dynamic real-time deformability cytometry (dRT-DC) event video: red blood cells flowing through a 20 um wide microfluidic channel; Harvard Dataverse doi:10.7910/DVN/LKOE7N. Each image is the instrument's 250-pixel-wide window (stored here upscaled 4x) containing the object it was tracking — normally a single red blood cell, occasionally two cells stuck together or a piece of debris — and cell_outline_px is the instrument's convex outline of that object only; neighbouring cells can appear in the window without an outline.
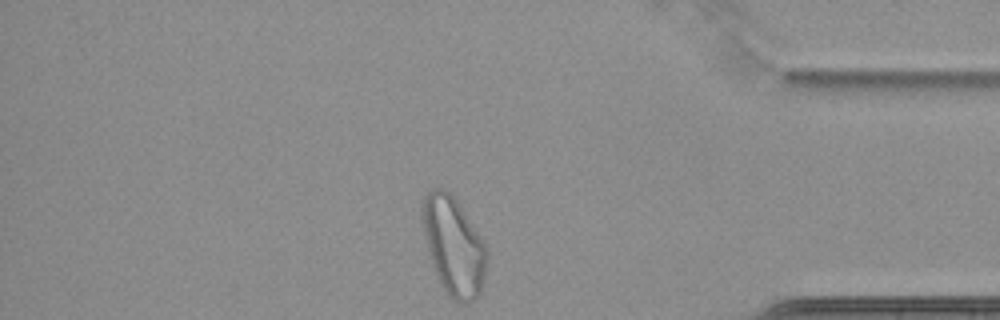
{"species": "common noctule bat (a hibernating species)", "species_latin": "Nyctalus noctula", "temperature_condition": "cold", "stored_images_in_passage": 41, "camera_frame_rate_fps": 3000, "um_per_image_px": 0.085, "animal": {"sex": "female", "body_mass_g": 22.7, "forearm_length_mm": 54.2}, "frame": {"image": 1, "passage_image": 41, "time_ms": 13.333, "image_size_px": [1000, 320], "cell_outline_px": [[488, 256], [484, 280], [480, 292], [468, 304], [460, 304], [452, 300], [448, 296], [440, 284], [436, 276], [428, 252], [424, 232], [424, 196], [432, 188], [444, 188], [456, 200], [484, 240], [488, 252]], "centroid_in_image_um": [38.59, 20.98], "position_along_channel_um": 396.6, "area_um2": 36.76}, "authors_computed_cell_mechanics": {"area_um2": 28.2642, "velocity_mm_per_s": 3.4051, "shape_relaxation_time_tau1_ms": null, "shape_relaxation_time_tau2_ms": 1.9841, "deformation_change_tau1": null, "deformation_change_tau2": 0.0614}}